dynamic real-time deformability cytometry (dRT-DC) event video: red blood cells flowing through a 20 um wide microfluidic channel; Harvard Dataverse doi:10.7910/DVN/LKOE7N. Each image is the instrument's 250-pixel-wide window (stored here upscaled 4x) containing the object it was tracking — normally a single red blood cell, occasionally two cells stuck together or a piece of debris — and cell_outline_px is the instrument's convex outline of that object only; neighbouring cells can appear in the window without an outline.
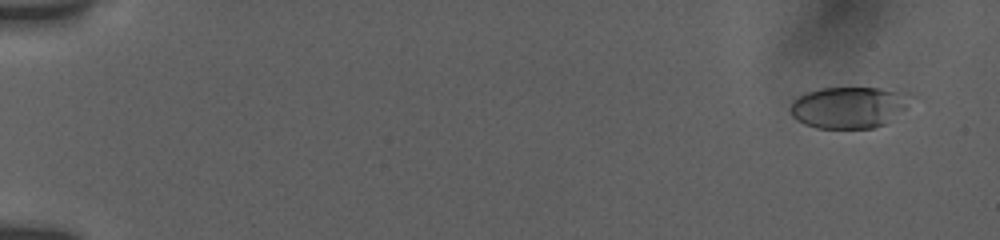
{"species": "human", "species_latin": "Homo sapiens", "temperature_condition": "room temperature", "stored_images_in_passage": 27, "camera_frame_rate_fps": 3000, "um_per_image_px": 0.085, "donor": {"sex": "female"}, "frame": {"image": 1, "passage_image": 4, "time_ms": 1.0, "image_size_px": [1000, 240], "cell_outline_px": [[916, 96], [904, 108], [884, 124], [872, 128], [816, 128], [804, 124], [796, 120], [792, 116], [792, 104], [800, 96], [808, 92], [820, 88], [880, 88], [908, 92]], "centroid_in_image_um": [72.2, 9.11], "position_along_channel_um": 12.8, "area_um2": 28.9}}
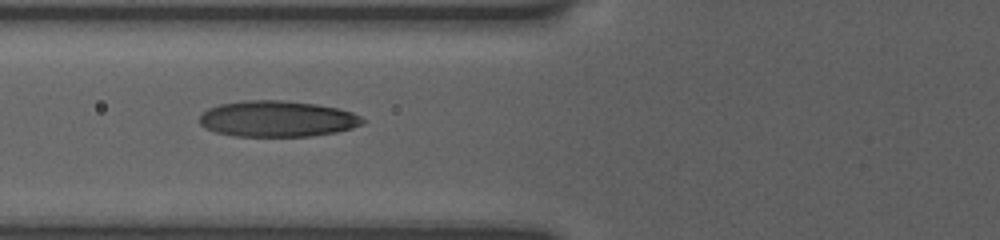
{"frame": {"image": 2, "passage_image": 18, "time_ms": 7.667, "image_size_px": [1000, 240], "cell_outline_px": [[364, 124], [352, 128], [336, 132], [312, 136], [232, 136], [216, 132], [204, 128], [200, 124], [200, 116], [208, 108], [220, 104], [244, 100], [284, 100], [316, 104], [336, 108], [352, 112], [360, 116], [364, 120]], "centroid_in_image_um": [23.56, 10.1], "position_along_channel_um": 102.2, "area_um2": 34.33}}
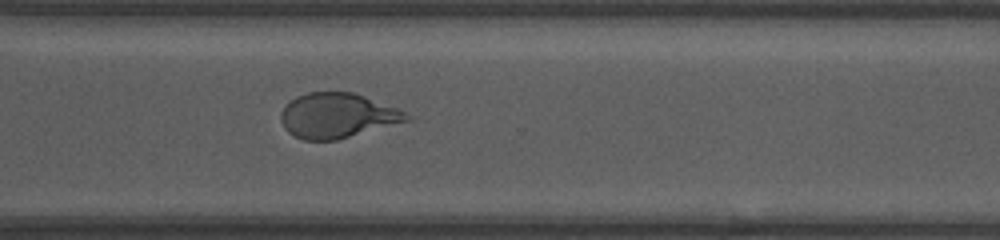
{"frame": {"image": 3, "passage_image": 27, "time_ms": 14.0, "image_size_px": [1000, 240], "cell_outline_px": [[412, 120], [336, 140], [304, 140], [288, 132], [284, 128], [280, 120], [280, 112], [296, 96], [308, 92], [352, 92], [364, 96], [396, 108], [412, 116]], "centroid_in_image_um": [28.67, 9.83], "position_along_channel_um": 341.9, "area_um2": 32.71}}